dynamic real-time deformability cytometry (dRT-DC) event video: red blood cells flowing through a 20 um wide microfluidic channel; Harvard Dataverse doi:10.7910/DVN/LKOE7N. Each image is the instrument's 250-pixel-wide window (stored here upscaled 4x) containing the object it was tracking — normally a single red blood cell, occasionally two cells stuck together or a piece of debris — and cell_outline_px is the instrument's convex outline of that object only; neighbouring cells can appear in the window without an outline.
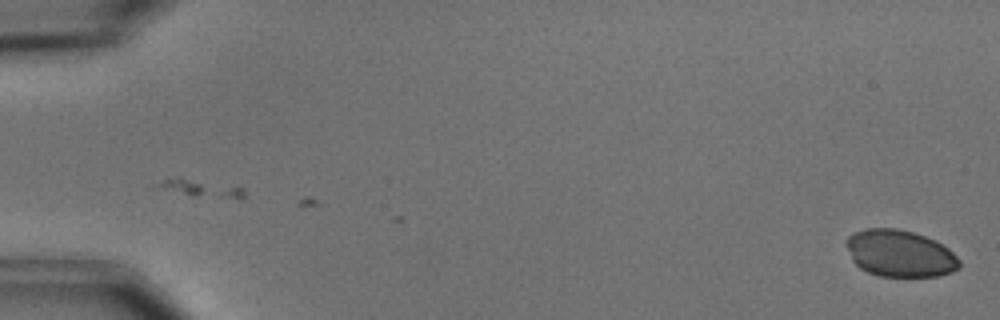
{"species": "common noctule bat (a hibernating species)", "species_latin": "Nyctalus noctula", "temperature_condition": "cold", "stored_images_in_passage": 3, "camera_frame_rate_fps": 3000, "um_per_image_px": 0.085, "animal": {"sex": "male", "body_mass_g": 15.6}, "frame": {"image": 1, "passage_image": 3, "time_ms": 2.667, "image_size_px": [1000, 320], "cell_outline_px": [[960, 268], [952, 272], [936, 276], [880, 276], [868, 272], [860, 268], [852, 260], [844, 244], [848, 236], [852, 232], [864, 228], [896, 228], [912, 232], [936, 240], [948, 248], [960, 260]], "centroid_in_image_um": [76.46, 21.53], "position_along_channel_um": 8.5, "area_um2": 31.1}}